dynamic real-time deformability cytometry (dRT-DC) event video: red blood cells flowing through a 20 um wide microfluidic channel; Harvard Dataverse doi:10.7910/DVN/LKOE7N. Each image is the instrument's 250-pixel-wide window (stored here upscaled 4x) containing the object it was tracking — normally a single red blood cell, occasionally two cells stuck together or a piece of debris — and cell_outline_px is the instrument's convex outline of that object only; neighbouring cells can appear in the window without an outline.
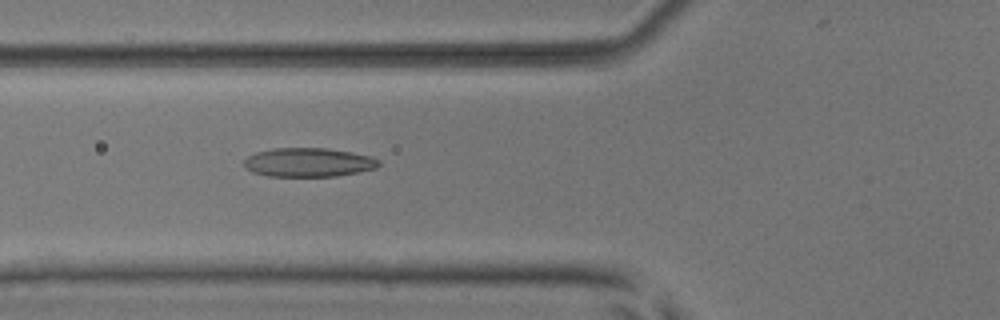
{"species": "common noctule bat (a hibernating species)", "species_latin": "Nyctalus noctula", "temperature_condition": "room temperature", "stored_images_in_passage": 5, "camera_frame_rate_fps": 3000, "um_per_image_px": 0.085, "animal": {"sex": "male", "body_mass_g": 17.9, "forearm_length_mm": 54.2}, "frame": {"image": 1, "passage_image": 5, "time_ms": 5.333, "image_size_px": [1000, 320], "cell_outline_px": [[380, 164], [376, 168], [360, 172], [336, 176], [268, 176], [252, 172], [244, 168], [244, 160], [248, 156], [256, 152], [276, 148], [328, 148], [352, 152], [372, 156], [380, 160]], "centroid_in_image_um": [26.24, 13.8], "position_along_channel_um": 99.6, "area_um2": 22.89}}